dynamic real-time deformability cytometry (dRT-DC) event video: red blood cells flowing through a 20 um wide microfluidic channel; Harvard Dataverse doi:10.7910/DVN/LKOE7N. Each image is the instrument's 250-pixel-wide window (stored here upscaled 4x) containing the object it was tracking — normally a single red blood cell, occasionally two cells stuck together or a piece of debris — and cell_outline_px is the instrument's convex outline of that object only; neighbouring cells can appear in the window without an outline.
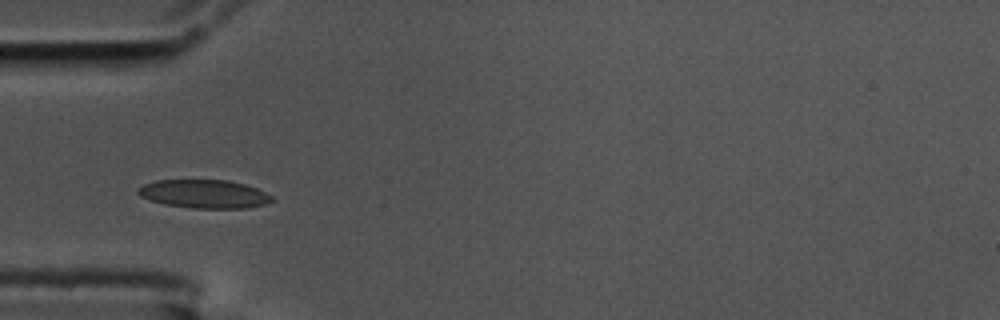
{"species": "common noctule bat (a hibernating species)", "species_latin": "Nyctalus noctula", "temperature_condition": "cold", "stored_images_in_passage": 40, "camera_frame_rate_fps": 3000, "um_per_image_px": 0.085, "animal": {"sex": "male", "body_mass_g": 17.5, "forearm_length_mm": 52.3}, "frame": {"image": 1, "passage_image": 1, "time_ms": 0.0, "image_size_px": [1000, 320], "cell_outline_px": [[276, 200], [268, 204], [248, 208], [192, 208], [164, 204], [140, 196], [136, 192], [136, 188], [144, 184], [156, 180], [228, 180], [244, 184], [256, 188], [276, 196]], "centroid_in_image_um": [17.42, 16.49], "position_along_channel_um": 67.6, "area_um2": 22.48}}
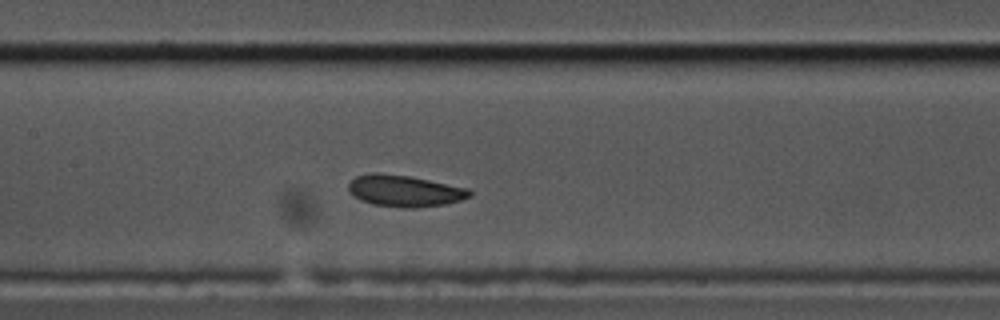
{"frame": {"image": 2, "passage_image": 10, "time_ms": 3.0, "image_size_px": [1000, 320], "cell_outline_px": [[472, 196], [460, 200], [444, 204], [416, 208], [400, 208], [372, 204], [360, 200], [348, 192], [348, 184], [356, 176], [372, 172], [380, 172], [408, 176], [468, 188], [472, 192]], "centroid_in_image_um": [34.35, 16.23], "position_along_channel_um": 173.0, "area_um2": 22.37}}
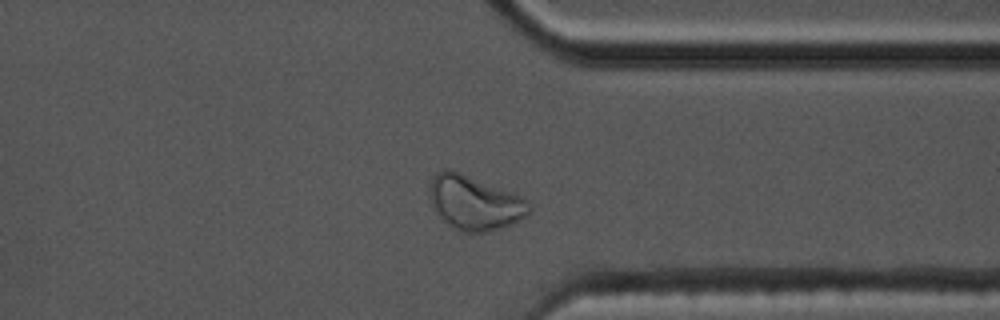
{"frame": {"image": 3, "passage_image": 27, "time_ms": 8.667, "image_size_px": [1000, 320], "cell_outline_px": [[532, 212], [520, 220], [512, 224], [484, 232], [464, 232], [448, 224], [436, 212], [432, 204], [428, 192], [432, 176], [436, 172], [444, 168], [448, 168], [460, 172], [524, 196], [532, 204]], "centroid_in_image_um": [40.37, 17.2], "position_along_channel_um": 371.0, "area_um2": 31.79}, "authors_computed_cell_mechanics": {"area_um2": 21.9351, "velocity_mm_per_s": 3.5288, "shape_relaxation_time_tau1_ms": 8.4757, "shape_relaxation_time_tau2_ms": 2.0796, "deformation_change_tau1": 0.1096, "deformation_change_tau2": 0.0495}}